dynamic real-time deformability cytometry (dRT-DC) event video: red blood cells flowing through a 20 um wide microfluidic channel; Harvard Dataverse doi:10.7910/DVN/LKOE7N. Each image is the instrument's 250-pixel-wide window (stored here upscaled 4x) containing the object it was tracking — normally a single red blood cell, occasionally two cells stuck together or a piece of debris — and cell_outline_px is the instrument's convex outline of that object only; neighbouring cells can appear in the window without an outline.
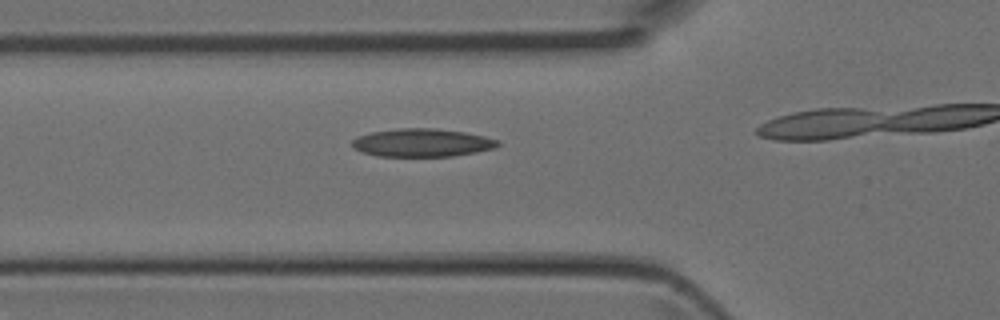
{"species": "Egyptian fruit bat (a non-hibernating species)", "species_latin": "Rousettus aegyptiacus", "temperature_condition": "room temperature", "stored_images_in_passage": 11, "camera_frame_rate_fps": 3000, "um_per_image_px": 0.085, "animal": {"sex": "female"}, "frame": {"image": 1, "passage_image": 8, "time_ms": 2.333, "image_size_px": [1000, 320], "cell_outline_px": [[500, 144], [496, 148], [476, 152], [452, 156], [376, 156], [364, 152], [356, 148], [352, 144], [352, 140], [360, 136], [372, 132], [400, 128], [436, 128], [464, 132], [484, 136], [500, 140]], "centroid_in_image_um": [35.94, 12.13], "position_along_channel_um": 89.9, "area_um2": 23.7}}
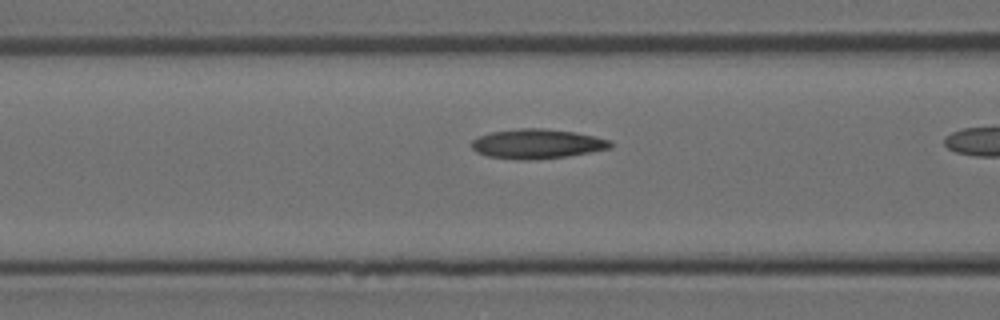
{"frame": {"image": 2, "passage_image": 10, "time_ms": 3.0, "image_size_px": [1000, 320], "cell_outline_px": [[612, 148], [568, 156], [532, 160], [520, 160], [488, 156], [476, 152], [472, 148], [472, 140], [480, 136], [492, 132], [520, 128], [544, 128], [572, 132], [592, 136], [608, 140], [612, 144]], "centroid_in_image_um": [45.63, 12.23], "position_along_channel_um": 121.0, "area_um2": 23.7}}